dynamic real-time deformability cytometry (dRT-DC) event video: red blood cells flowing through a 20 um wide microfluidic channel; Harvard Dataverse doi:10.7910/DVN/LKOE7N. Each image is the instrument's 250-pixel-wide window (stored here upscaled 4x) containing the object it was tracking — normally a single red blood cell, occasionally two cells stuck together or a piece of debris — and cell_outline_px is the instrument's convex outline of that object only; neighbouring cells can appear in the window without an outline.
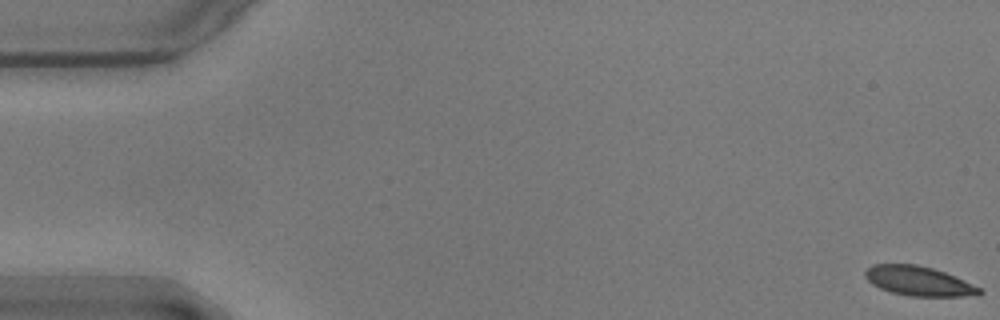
{"species": "common noctule bat (a hibernating species)", "species_latin": "Nyctalus noctula", "temperature_condition": "warm", "stored_images_in_passage": 20, "camera_frame_rate_fps": 3000, "um_per_image_px": 0.085, "animal": {"sex": "male", "body_mass_g": 17.9}, "frame": {"image": 1, "passage_image": 1, "time_ms": 0.0, "image_size_px": [1000, 320], "cell_outline_px": [[984, 292], [980, 296], [908, 296], [892, 292], [880, 288], [872, 284], [864, 276], [864, 272], [872, 264], [916, 264], [932, 268], [944, 272], [972, 284], [980, 288]], "centroid_in_image_um": [78.09, 23.89], "position_along_channel_um": 6.9, "area_um2": 19.59}}
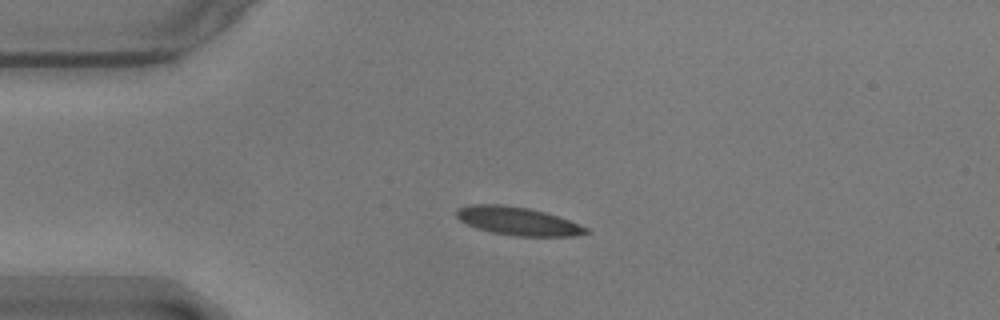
{"frame": {"image": 2, "passage_image": 14, "time_ms": 4.333, "image_size_px": [1000, 320], "cell_outline_px": [[592, 232], [572, 236], [516, 236], [492, 232], [468, 224], [460, 220], [456, 216], [456, 208], [468, 204], [504, 204], [528, 208], [544, 212], [568, 220], [588, 228]], "centroid_in_image_um": [43.99, 18.78], "position_along_channel_um": 41.0, "area_um2": 21.15}}
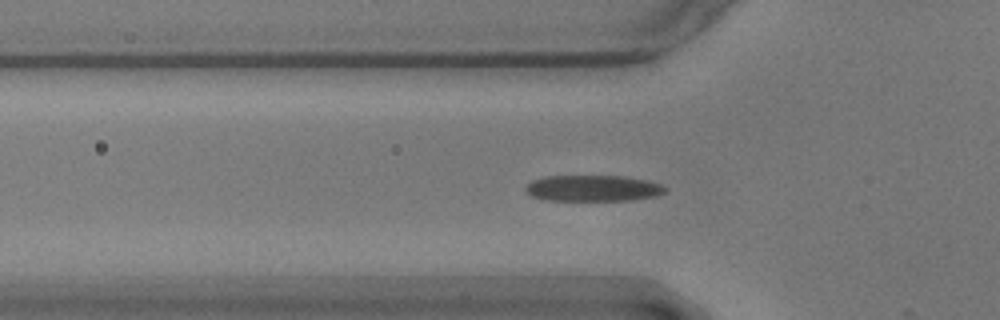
{"frame": {"image": 3, "passage_image": 19, "time_ms": 6.0, "image_size_px": [1000, 320], "cell_outline_px": [[668, 188], [664, 192], [656, 196], [628, 200], [548, 200], [532, 196], [524, 188], [532, 180], [544, 176], [624, 176], [644, 180], [660, 184]], "centroid_in_image_um": [50.39, 15.99], "position_along_channel_um": 75.4, "area_um2": 21.04}}